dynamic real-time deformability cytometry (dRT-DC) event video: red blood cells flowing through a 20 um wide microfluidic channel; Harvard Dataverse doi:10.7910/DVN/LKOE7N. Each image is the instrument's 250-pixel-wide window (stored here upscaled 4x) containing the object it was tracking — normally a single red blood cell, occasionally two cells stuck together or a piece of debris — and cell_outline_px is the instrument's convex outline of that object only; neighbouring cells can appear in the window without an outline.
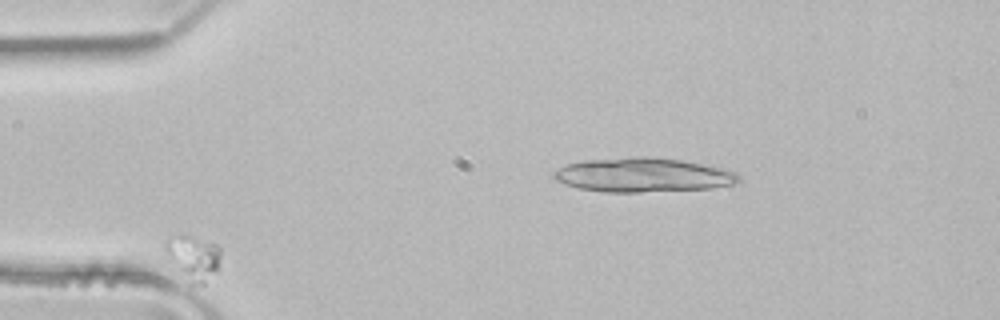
{"species": "common noctule bat (a hibernating species)", "species_latin": "Nyctalus noctula", "temperature_condition": "room temperature", "stored_images_in_passage": 50, "segment_of_instrument_passage": [2, 2], "camera_frame_rate_fps": 3000, "um_per_image_px": 0.085, "animal": {"sex": "male", "body_mass_g": 21.5, "forearm_length_mm": 52.0}, "frame": {"image": 1, "passage_image": 9, "time_ms": 2.667, "image_size_px": [1000, 320], "cell_outline_px": [[220, 268], [204, 284], [188, 284], [164, 252], [164, 240], [168, 236], [180, 232], [184, 232], [216, 244], [220, 248]], "centroid_in_image_um": [16.4, 21.84], "position_along_channel_um": 68.6, "area_um2": 15.2}}
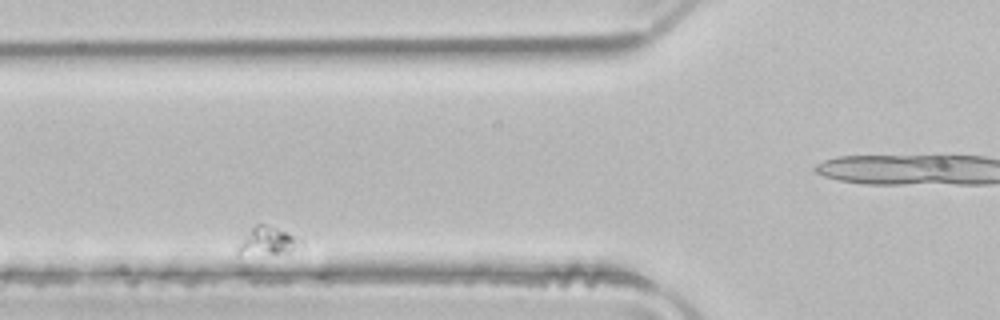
{"frame": {"image": 2, "passage_image": 13, "time_ms": 4.0, "image_size_px": [1000, 320], "cell_outline_px": [[304, 244], [284, 252], [240, 256], [236, 256], [236, 248], [252, 228], [256, 224], [264, 224], [276, 228], [296, 236], [304, 240]], "centroid_in_image_um": [22.71, 20.52], "position_along_channel_um": 103.1, "area_um2": 10.12}}
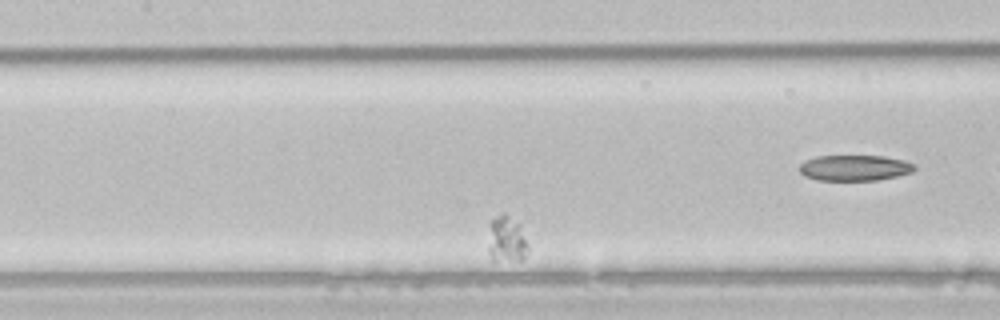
{"frame": {"image": 3, "passage_image": 20, "time_ms": 6.333, "image_size_px": [1000, 320], "cell_outline_px": [[528, 252], [520, 260], [492, 260], [488, 252], [488, 248], [492, 220], [496, 216], [504, 212], [520, 224], [528, 244]], "centroid_in_image_um": [43.08, 20.34], "position_along_channel_um": 164.3, "area_um2": 10.64}}